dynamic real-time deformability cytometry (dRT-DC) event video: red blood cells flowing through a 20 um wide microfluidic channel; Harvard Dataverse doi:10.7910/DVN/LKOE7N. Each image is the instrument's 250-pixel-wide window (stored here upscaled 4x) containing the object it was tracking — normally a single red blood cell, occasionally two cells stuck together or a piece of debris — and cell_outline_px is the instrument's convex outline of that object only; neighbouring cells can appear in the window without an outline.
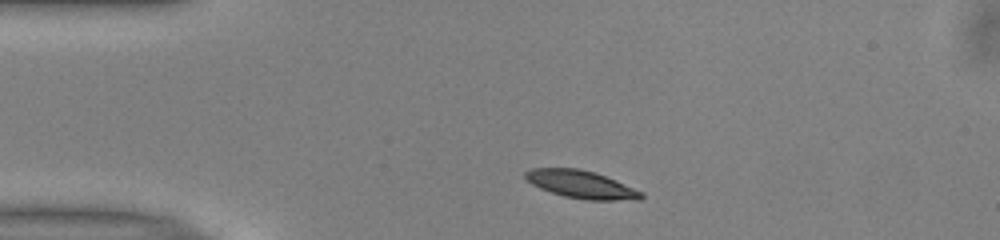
{"species": "common noctule bat (a hibernating species)", "species_latin": "Nyctalus noctula", "temperature_condition": "warm", "stored_images_in_passage": 42, "camera_frame_rate_fps": 3000, "um_per_image_px": 0.085, "animal": {"sex": "male", "body_mass_g": 13.0, "forearm_length_mm": 53.1}, "frame": {"image": 1, "passage_image": 1, "time_ms": 0.0, "image_size_px": [1000, 240], "cell_outline_px": [[644, 196], [640, 200], [588, 200], [564, 196], [540, 188], [532, 184], [524, 176], [524, 172], [532, 168], [580, 168], [596, 172], [644, 192]], "centroid_in_image_um": [49.43, 15.67], "position_along_channel_um": 35.6, "area_um2": 18.79}}
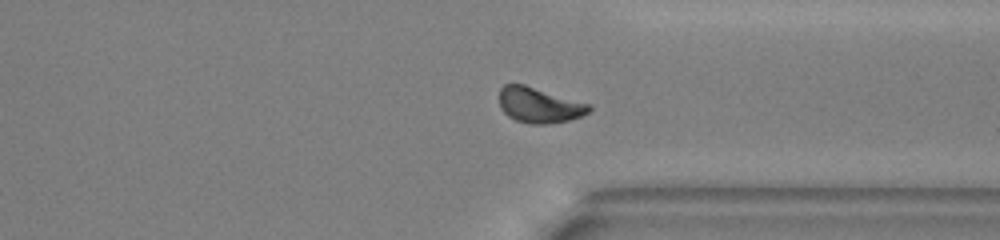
{"frame": {"image": 2, "passage_image": 29, "time_ms": 9.333, "image_size_px": [1000, 240], "cell_outline_px": [[592, 108], [588, 112], [580, 116], [568, 120], [544, 124], [532, 124], [516, 120], [508, 116], [500, 108], [500, 88], [504, 84], [524, 84], [588, 104]], "centroid_in_image_um": [45.78, 8.93], "position_along_channel_um": 365.6, "area_um2": 18.15}}
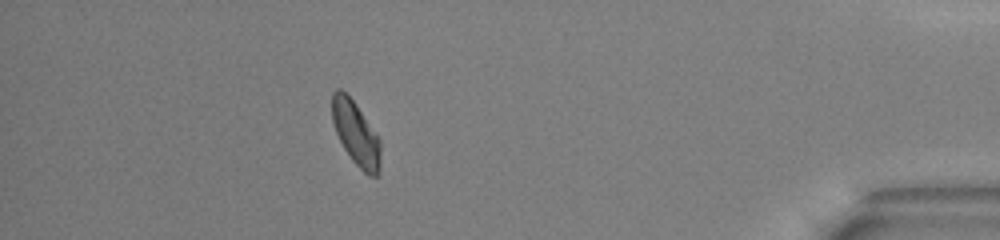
{"frame": {"image": 3, "passage_image": 36, "time_ms": 11.667, "image_size_px": [1000, 240], "cell_outline_px": [[380, 172], [376, 176], [368, 176], [352, 160], [344, 148], [336, 132], [332, 120], [332, 92], [336, 88], [340, 88], [356, 104], [380, 140]], "centroid_in_image_um": [30.25, 11.35], "position_along_channel_um": 405.0, "area_um2": 17.86}, "authors_computed_cell_mechanics": {"area_um2": 18.6116, "velocity_mm_per_s": 3.9397, "shape_relaxation_time_tau1_ms": 3.2412, "shape_relaxation_time_tau2_ms": null, "deformation_change_tau1": 0.1112, "deformation_change_tau2": null}}